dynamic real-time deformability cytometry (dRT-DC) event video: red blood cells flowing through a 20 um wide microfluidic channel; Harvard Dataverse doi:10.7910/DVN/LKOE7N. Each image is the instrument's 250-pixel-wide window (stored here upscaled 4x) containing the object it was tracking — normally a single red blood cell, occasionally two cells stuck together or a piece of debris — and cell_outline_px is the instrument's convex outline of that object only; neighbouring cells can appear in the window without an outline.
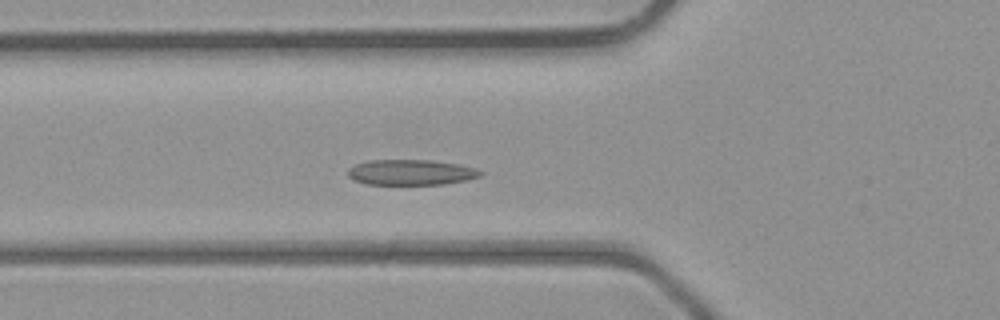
{"species": "common noctule bat (a hibernating species)", "species_latin": "Nyctalus noctula", "temperature_condition": "room temperature", "stored_images_in_passage": 43, "camera_frame_rate_fps": 3000, "um_per_image_px": 0.085, "animal": {"sex": "male", "body_mass_g": 23.1, "forearm_length_mm": 52.7}, "frame": {"image": 1, "passage_image": 13, "time_ms": 4.0, "image_size_px": [1000, 320], "cell_outline_px": [[484, 172], [480, 176], [468, 180], [444, 184], [364, 184], [352, 180], [348, 176], [348, 168], [356, 164], [372, 160], [432, 160], [456, 164], [476, 168]], "centroid_in_image_um": [34.93, 14.65], "position_along_channel_um": 90.9, "area_um2": 19.71}}
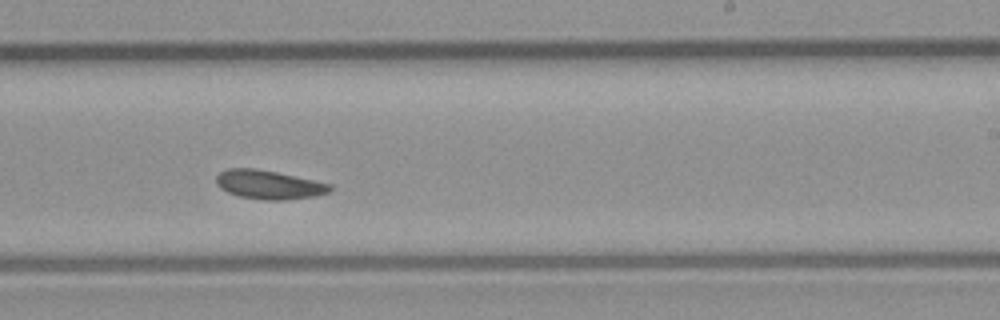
{"frame": {"image": 2, "passage_image": 25, "time_ms": 8.0, "image_size_px": [1000, 320], "cell_outline_px": [[332, 188], [328, 192], [312, 196], [284, 200], [264, 200], [240, 196], [228, 192], [220, 188], [216, 184], [216, 176], [220, 172], [228, 168], [252, 168], [276, 172], [332, 184]], "centroid_in_image_um": [22.82, 15.69], "position_along_channel_um": 266.2, "area_um2": 18.9}}
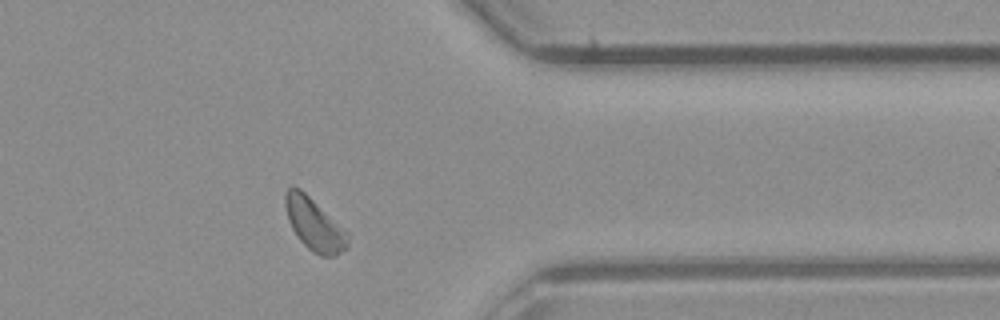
{"frame": {"image": 3, "passage_image": 34, "time_ms": 11.0, "image_size_px": [1000, 320], "cell_outline_px": [[348, 248], [336, 256], [320, 256], [312, 252], [296, 236], [288, 220], [284, 204], [284, 192], [292, 184], [300, 188], [348, 232]], "centroid_in_image_um": [26.7, 19.07], "position_along_channel_um": 384.7, "area_um2": 19.19}, "authors_computed_cell_mechanics": {"area_um2": 19.1896, "velocity_mm_per_s": 4.3696, "shape_relaxation_time_tau1_ms": 2.7669, "shape_relaxation_time_tau2_ms": 2.5398, "deformation_change_tau1": 0.0871, "deformation_change_tau2": 0.0592}}